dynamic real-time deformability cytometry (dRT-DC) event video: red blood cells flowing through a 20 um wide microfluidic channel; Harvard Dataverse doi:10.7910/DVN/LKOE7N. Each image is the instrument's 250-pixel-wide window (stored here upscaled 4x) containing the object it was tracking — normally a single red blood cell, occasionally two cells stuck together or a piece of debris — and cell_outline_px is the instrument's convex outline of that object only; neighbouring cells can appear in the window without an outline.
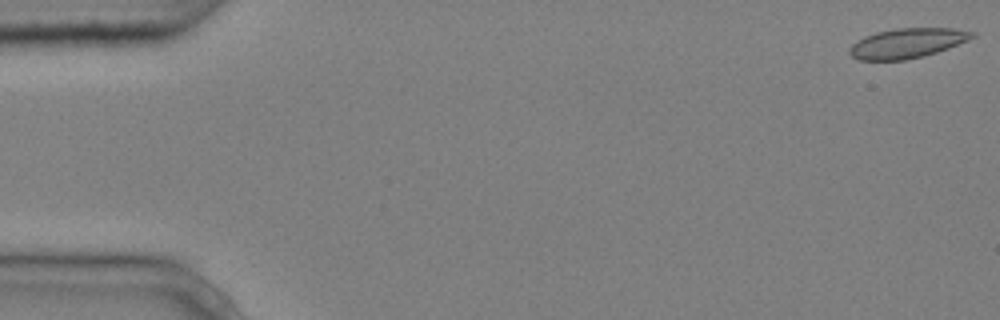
{"species": "common noctule bat (a hibernating species)", "species_latin": "Nyctalus noctula", "temperature_condition": "cold", "stored_images_in_passage": 4, "camera_frame_rate_fps": 3000, "um_per_image_px": 0.085, "animal": {"sex": "male", "body_mass_g": 20.4}, "frame": {"image": 1, "passage_image": 1, "time_ms": 0.0, "image_size_px": [1000, 320], "cell_outline_px": [[976, 36], [968, 40], [948, 48], [936, 52], [904, 60], [860, 60], [852, 56], [848, 52], [848, 48], [852, 44], [864, 36], [876, 32], [896, 28], [952, 28], [976, 32]], "centroid_in_image_um": [77.1, 3.66], "position_along_channel_um": 7.9, "area_um2": 21.21}}